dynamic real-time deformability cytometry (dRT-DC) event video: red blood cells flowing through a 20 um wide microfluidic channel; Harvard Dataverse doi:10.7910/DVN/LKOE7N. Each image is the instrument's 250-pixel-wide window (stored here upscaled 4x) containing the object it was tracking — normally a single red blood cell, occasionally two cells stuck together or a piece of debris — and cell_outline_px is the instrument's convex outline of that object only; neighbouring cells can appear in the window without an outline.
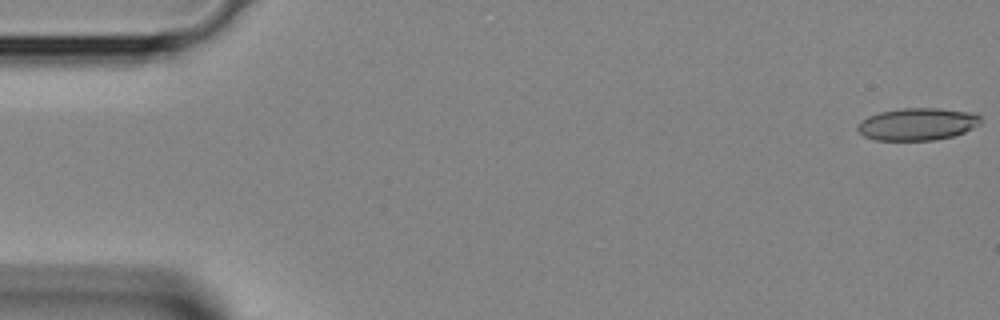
{"species": "Egyptian fruit bat (a non-hibernating species)", "species_latin": "Rousettus aegyptiacus", "temperature_condition": "room temperature", "stored_images_in_passage": 5, "camera_frame_rate_fps": 3000, "um_per_image_px": 0.085, "animal": {"sex": "female"}, "frame": {"image": 1, "passage_image": 1, "time_ms": 0.0, "image_size_px": [1000, 320], "cell_outline_px": [[980, 124], [964, 132], [952, 136], [936, 140], [876, 140], [864, 136], [856, 128], [856, 124], [860, 120], [868, 116], [880, 112], [900, 108], [940, 108], [976, 112], [980, 116]], "centroid_in_image_um": [77.98, 10.54], "position_along_channel_um": 7.0, "area_um2": 23.41}}